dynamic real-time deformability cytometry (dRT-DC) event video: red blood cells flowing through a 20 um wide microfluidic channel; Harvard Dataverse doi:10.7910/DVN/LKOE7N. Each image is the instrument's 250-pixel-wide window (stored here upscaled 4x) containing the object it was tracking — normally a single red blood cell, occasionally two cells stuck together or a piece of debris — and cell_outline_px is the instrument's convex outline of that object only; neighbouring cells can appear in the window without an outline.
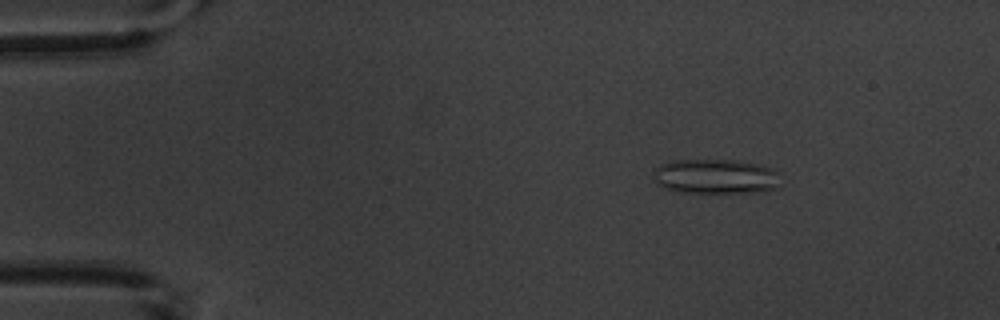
{"species": "common noctule bat (a hibernating species)", "species_latin": "Nyctalus noctula", "temperature_condition": "warm", "stored_images_in_passage": 6, "camera_frame_rate_fps": 3000, "um_per_image_px": 0.085, "animal": {"sex": "male", "body_mass_g": 20.1, "forearm_length_mm": 53.5}, "frame": {"image": 1, "passage_image": 1, "time_ms": 0.0, "image_size_px": [1000, 320], "cell_outline_px": [[780, 184], [776, 188], [764, 192], [684, 192], [668, 188], [656, 184], [656, 168], [660, 164], [668, 160], [732, 160], [756, 164], [772, 168], [780, 172]], "centroid_in_image_um": [60.9, 14.99], "position_along_channel_um": 24.1, "area_um2": 25.66}}
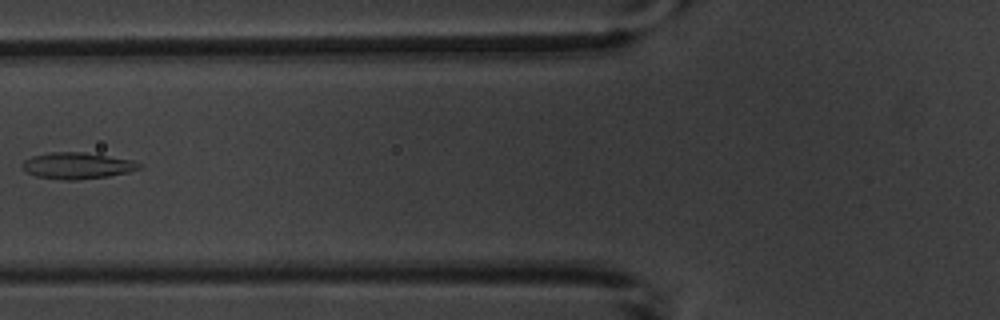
{"frame": {"image": 2, "passage_image": 5, "time_ms": 4.667, "image_size_px": [1000, 320], "cell_outline_px": [[144, 168], [128, 172], [108, 176], [76, 180], [64, 180], [36, 176], [28, 172], [20, 164], [24, 160], [32, 156], [48, 152], [84, 152], [132, 160], [144, 164]], "centroid_in_image_um": [6.6, 14.08], "position_along_channel_um": 119.2, "area_um2": 18.03}}
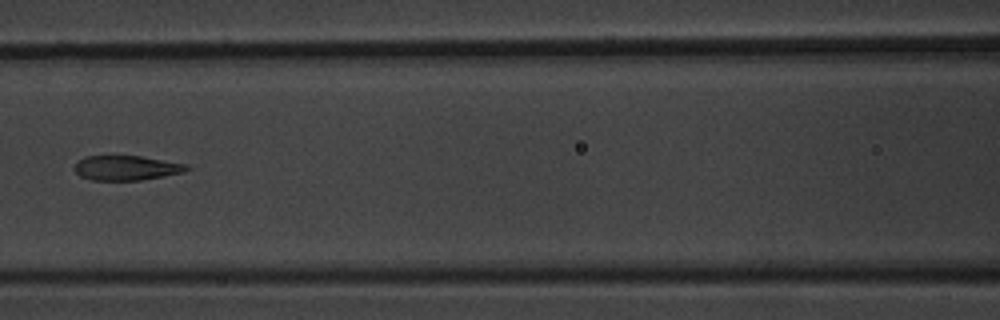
{"frame": {"image": 3, "passage_image": 6, "time_ms": 5.667, "image_size_px": [1000, 320], "cell_outline_px": [[188, 168], [184, 172], [164, 176], [140, 180], [92, 180], [80, 176], [72, 168], [84, 156], [140, 156], [184, 164]], "centroid_in_image_um": [10.68, 14.28], "position_along_channel_um": 155.9, "area_um2": 15.9}}